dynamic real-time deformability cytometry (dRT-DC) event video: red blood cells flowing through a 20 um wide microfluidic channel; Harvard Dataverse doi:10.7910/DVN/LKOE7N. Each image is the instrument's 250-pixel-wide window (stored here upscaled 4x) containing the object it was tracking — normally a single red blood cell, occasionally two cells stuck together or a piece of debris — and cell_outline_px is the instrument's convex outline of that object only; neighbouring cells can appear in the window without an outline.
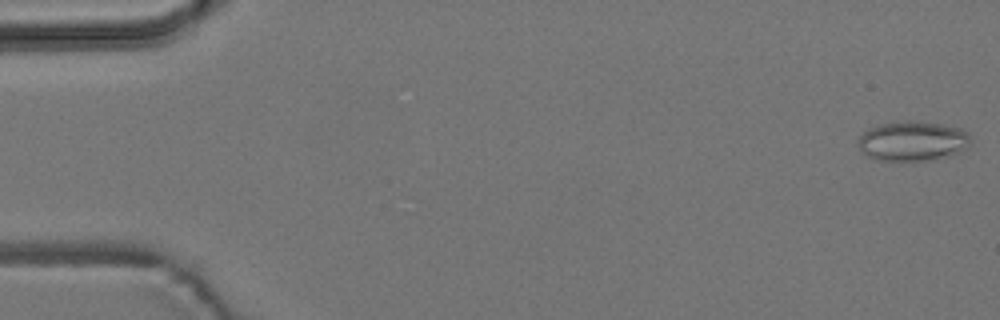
{"species": "common noctule bat (a hibernating species)", "species_latin": "Nyctalus noctula", "temperature_condition": "room temperature", "stored_images_in_passage": 6, "camera_frame_rate_fps": 3000, "um_per_image_px": 0.085, "animal": {"sex": "male", "body_mass_g": 19.2, "forearm_length_mm": 51.8}, "frame": {"image": 1, "passage_image": 1, "time_ms": 0.0, "image_size_px": [1000, 320], "cell_outline_px": [[972, 144], [968, 148], [960, 152], [928, 160], [872, 160], [860, 152], [856, 144], [860, 136], [868, 128], [880, 124], [904, 120], [916, 120], [940, 124], [960, 128], [968, 132], [972, 140]], "centroid_in_image_um": [77.55, 11.98], "position_along_channel_um": 7.4, "area_um2": 26.53}}
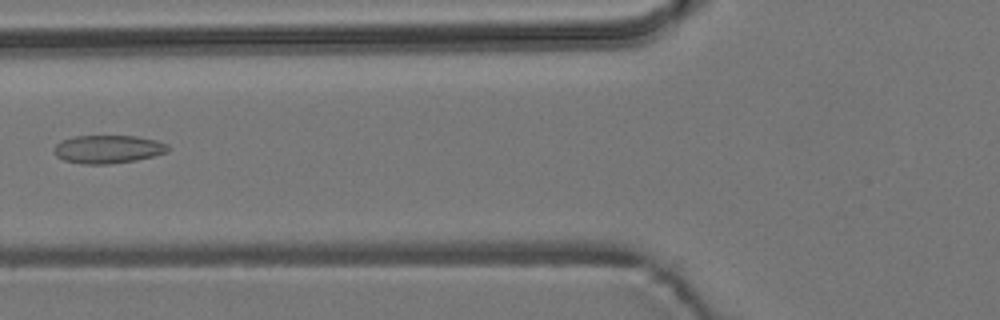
{"frame": {"image": 2, "passage_image": 6, "time_ms": 6.667, "image_size_px": [1000, 320], "cell_outline_px": [[168, 152], [136, 160], [108, 164], [80, 164], [64, 160], [56, 156], [56, 144], [60, 140], [76, 136], [136, 136], [156, 140], [168, 144]], "centroid_in_image_um": [9.18, 12.68], "position_along_channel_um": 116.6, "area_um2": 18.61}}